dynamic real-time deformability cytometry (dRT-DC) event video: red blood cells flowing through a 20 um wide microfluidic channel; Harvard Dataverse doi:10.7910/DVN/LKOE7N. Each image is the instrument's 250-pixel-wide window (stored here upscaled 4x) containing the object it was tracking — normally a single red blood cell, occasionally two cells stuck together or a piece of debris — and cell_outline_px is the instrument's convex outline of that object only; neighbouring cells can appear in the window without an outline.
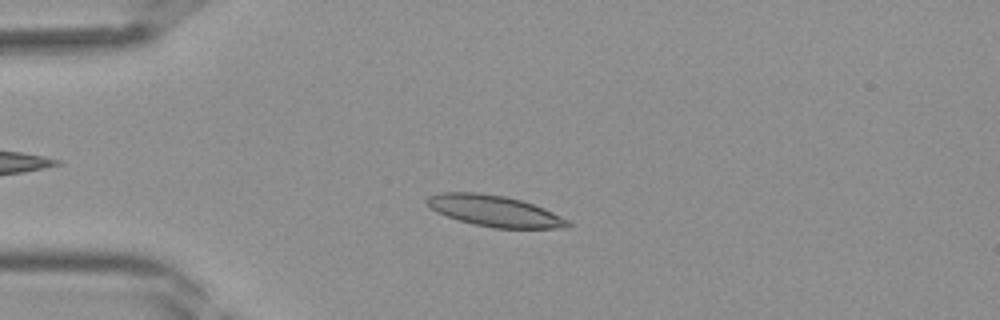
{"species": "Egyptian fruit bat (a non-hibernating species)", "species_latin": "Rousettus aegyptiacus", "temperature_condition": "room temperature", "stored_images_in_passage": 34, "camera_frame_rate_fps": 3000, "um_per_image_px": 0.085, "frame": {"image": 1, "passage_image": 3, "time_ms": 0.667, "image_size_px": [1000, 320], "cell_outline_px": [[572, 224], [568, 228], [492, 228], [472, 224], [436, 212], [424, 200], [428, 196], [440, 192], [480, 192], [504, 196], [520, 200], [544, 208], [568, 220]], "centroid_in_image_um": [42.03, 17.93], "position_along_channel_um": 43.0, "area_um2": 25.49}}
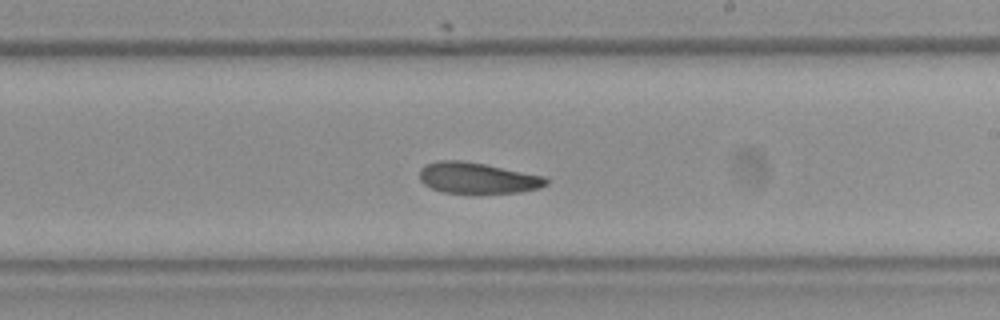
{"frame": {"image": 2, "passage_image": 17, "time_ms": 5.333, "image_size_px": [1000, 320], "cell_outline_px": [[548, 184], [540, 188], [520, 192], [480, 196], [444, 192], [432, 188], [424, 184], [420, 180], [420, 168], [424, 164], [436, 160], [460, 160], [484, 164], [544, 176], [548, 180]], "centroid_in_image_um": [40.58, 15.17], "position_along_channel_um": 248.4, "area_um2": 23.7}}
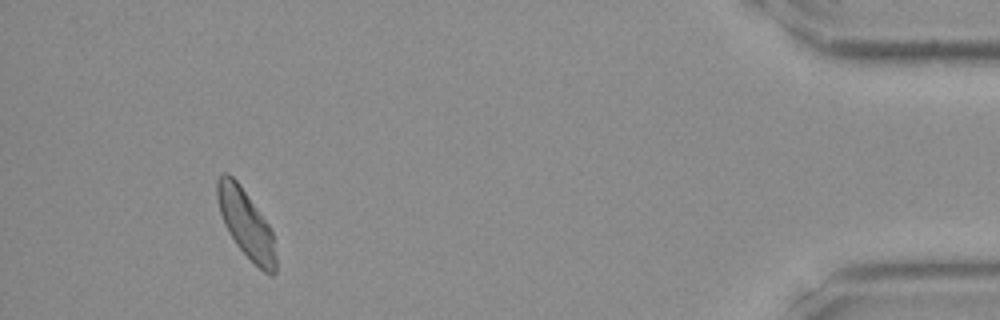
{"frame": {"image": 3, "passage_image": 31, "time_ms": 10.0, "image_size_px": [1000, 320], "cell_outline_px": [[276, 272], [272, 276], [264, 272], [236, 244], [228, 232], [224, 224], [220, 212], [216, 196], [216, 180], [224, 172], [228, 172], [236, 180], [268, 224], [272, 232], [276, 256]], "centroid_in_image_um": [20.89, 19.01], "position_along_channel_um": 414.3, "area_um2": 22.83}}